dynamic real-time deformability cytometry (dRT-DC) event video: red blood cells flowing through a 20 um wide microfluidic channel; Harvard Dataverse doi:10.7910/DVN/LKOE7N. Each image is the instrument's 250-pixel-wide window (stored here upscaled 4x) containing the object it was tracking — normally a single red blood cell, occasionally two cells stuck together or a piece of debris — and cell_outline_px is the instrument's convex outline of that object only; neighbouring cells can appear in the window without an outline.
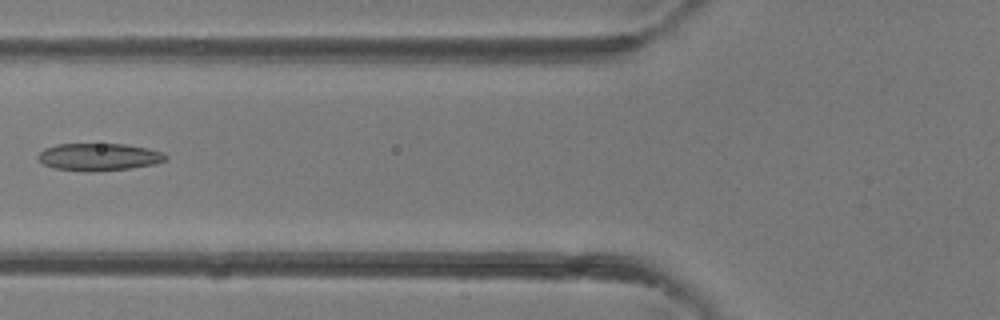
{"species": "common noctule bat (a hibernating species)", "species_latin": "Nyctalus noctula", "temperature_condition": "room temperature", "stored_images_in_passage": 39, "camera_frame_rate_fps": 3000, "um_per_image_px": 0.085, "animal": {"sex": "female"}, "frame": {"image": 1, "passage_image": 15, "time_ms": 4.667, "image_size_px": [1000, 320], "cell_outline_px": [[168, 160], [156, 164], [132, 168], [96, 172], [84, 172], [56, 168], [44, 164], [36, 156], [44, 148], [56, 144], [128, 144], [148, 148], [164, 152], [168, 156]], "centroid_in_image_um": [8.46, 13.34], "position_along_channel_um": 117.3, "area_um2": 20.75}}
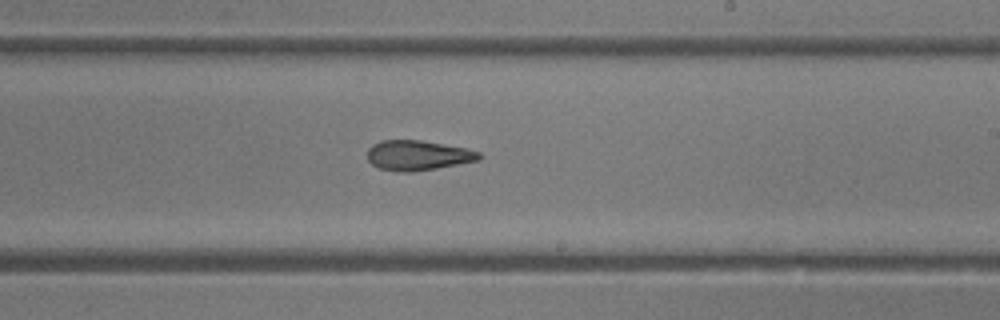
{"frame": {"image": 2, "passage_image": 23, "time_ms": 7.333, "image_size_px": [1000, 320], "cell_outline_px": [[484, 156], [480, 160], [436, 168], [412, 172], [396, 172], [380, 168], [372, 164], [368, 160], [368, 148], [372, 144], [380, 140], [420, 140], [468, 148], [480, 152]], "centroid_in_image_um": [35.54, 13.2], "position_along_channel_um": 253.5, "area_um2": 19.71}}
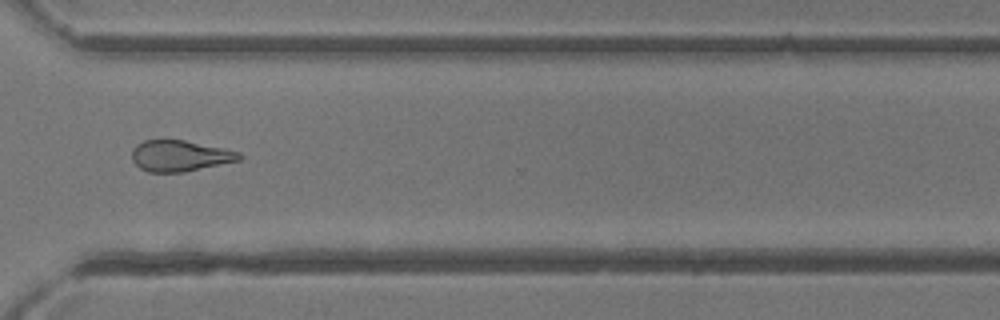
{"frame": {"image": 3, "passage_image": 29, "time_ms": 9.333, "image_size_px": [1000, 320], "cell_outline_px": [[244, 156], [240, 160], [184, 172], [148, 172], [140, 168], [132, 160], [132, 148], [136, 144], [144, 140], [184, 140], [224, 148], [240, 152]], "centroid_in_image_um": [15.29, 13.24], "position_along_channel_um": 355.3, "area_um2": 19.48}}